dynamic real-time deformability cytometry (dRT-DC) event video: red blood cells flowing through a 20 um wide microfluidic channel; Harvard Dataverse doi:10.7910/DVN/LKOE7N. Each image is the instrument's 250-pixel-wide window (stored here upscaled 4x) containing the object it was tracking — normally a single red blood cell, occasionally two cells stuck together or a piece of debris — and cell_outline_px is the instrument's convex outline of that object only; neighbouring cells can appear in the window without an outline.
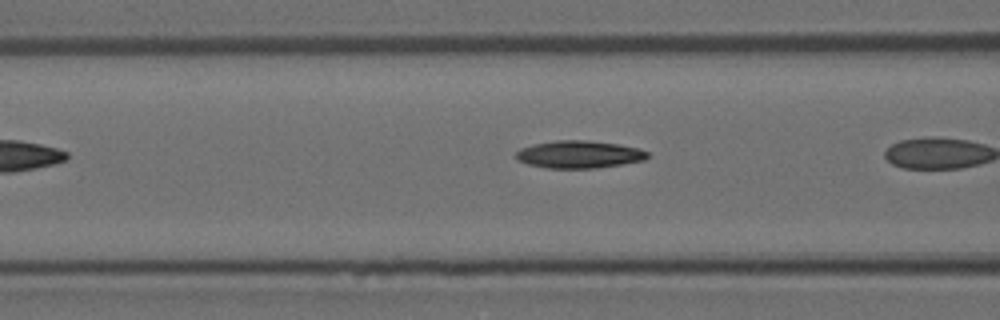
{"species": "Egyptian fruit bat (a non-hibernating species)", "species_latin": "Rousettus aegyptiacus", "temperature_condition": "room temperature", "stored_images_in_passage": 5, "camera_frame_rate_fps": 3000, "um_per_image_px": 0.085, "animal": {"sex": "female"}, "frame": {"image": 1, "passage_image": 4, "time_ms": 1.0, "image_size_px": [1000, 320], "cell_outline_px": [[648, 156], [644, 160], [596, 168], [548, 168], [528, 164], [516, 160], [516, 152], [520, 148], [536, 144], [556, 140], [584, 140], [620, 144], [640, 148], [648, 152]], "centroid_in_image_um": [49.22, 13.12], "position_along_channel_um": 117.4, "area_um2": 20.98}}